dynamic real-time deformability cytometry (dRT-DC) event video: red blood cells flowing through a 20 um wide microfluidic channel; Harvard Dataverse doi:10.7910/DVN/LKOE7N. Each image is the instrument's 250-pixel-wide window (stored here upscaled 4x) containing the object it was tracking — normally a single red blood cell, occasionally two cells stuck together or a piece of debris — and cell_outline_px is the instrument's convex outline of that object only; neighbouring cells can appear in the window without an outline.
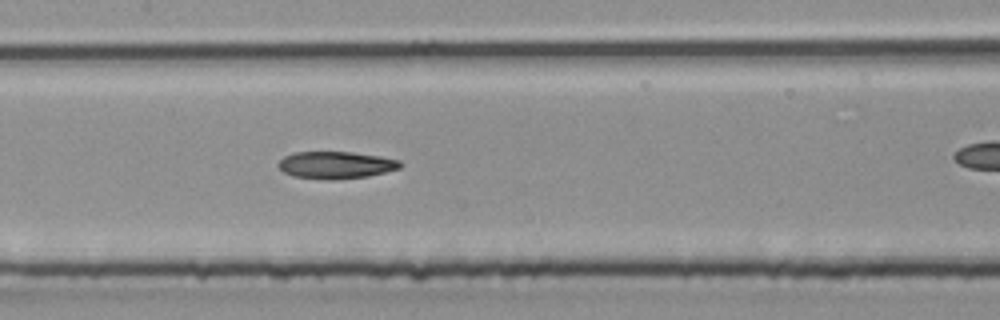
{"species": "common noctule bat (a hibernating species)", "species_latin": "Nyctalus noctula", "temperature_condition": "room temperature", "stored_images_in_passage": 26, "camera_frame_rate_fps": 3000, "um_per_image_px": 0.085, "animal": {"sex": "male", "body_mass_g": 20.4}, "frame": {"image": 1, "passage_image": 12, "time_ms": 3.667, "image_size_px": [1000, 320], "cell_outline_px": [[404, 164], [400, 168], [368, 176], [292, 176], [284, 172], [276, 164], [284, 156], [292, 152], [352, 152], [380, 156], [400, 160]], "centroid_in_image_um": [28.58, 13.96], "position_along_channel_um": 178.8, "area_um2": 18.26}}